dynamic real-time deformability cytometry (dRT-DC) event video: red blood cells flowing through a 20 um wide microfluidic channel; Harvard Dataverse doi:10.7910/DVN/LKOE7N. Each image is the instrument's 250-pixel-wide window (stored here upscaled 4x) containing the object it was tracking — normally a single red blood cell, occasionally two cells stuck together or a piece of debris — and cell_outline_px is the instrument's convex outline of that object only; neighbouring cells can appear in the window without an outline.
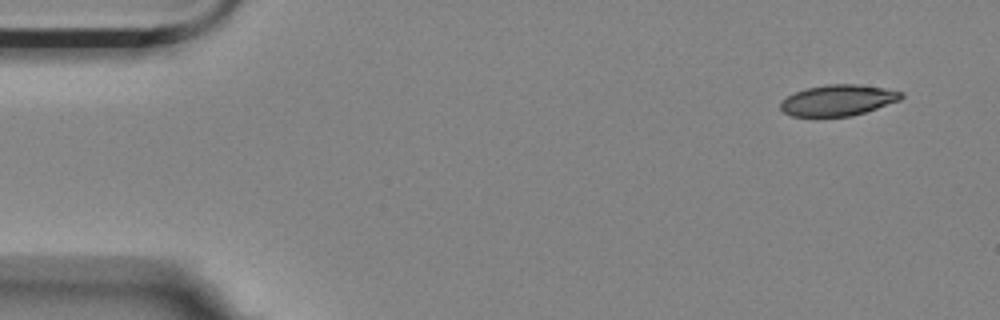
{"species": "Egyptian fruit bat (a non-hibernating species)", "species_latin": "Rousettus aegyptiacus", "temperature_condition": "room temperature", "stored_images_in_passage": 4, "camera_frame_rate_fps": 3000, "um_per_image_px": 0.085, "animal": {"sex": "female"}, "frame": {"image": 1, "passage_image": 1, "time_ms": 0.0, "image_size_px": [1000, 320], "cell_outline_px": [[904, 96], [900, 100], [852, 116], [792, 116], [784, 112], [780, 108], [780, 100], [796, 92], [808, 88], [828, 84], [856, 84], [884, 88], [904, 92]], "centroid_in_image_um": [71.24, 8.52], "position_along_channel_um": 13.8, "area_um2": 21.62}}
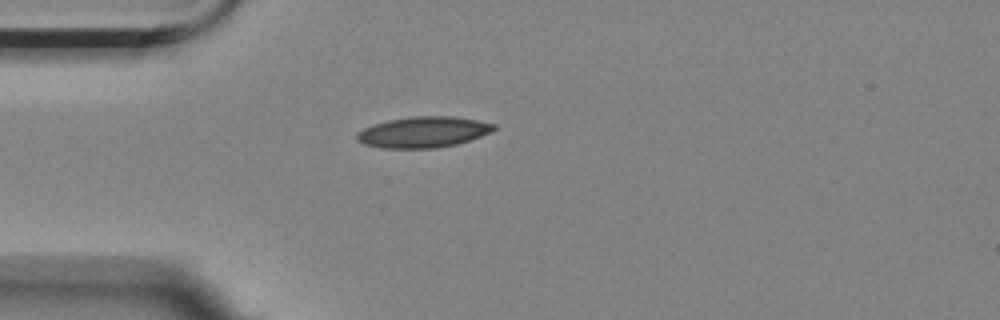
{"frame": {"image": 2, "passage_image": 4, "time_ms": 1.0, "image_size_px": [1000, 320], "cell_outline_px": [[496, 128], [480, 136], [456, 144], [436, 148], [380, 148], [364, 144], [356, 140], [356, 132], [364, 128], [388, 120], [412, 116], [452, 116], [476, 120], [496, 124]], "centroid_in_image_um": [35.94, 11.23], "position_along_channel_um": 49.1, "area_um2": 24.51}}